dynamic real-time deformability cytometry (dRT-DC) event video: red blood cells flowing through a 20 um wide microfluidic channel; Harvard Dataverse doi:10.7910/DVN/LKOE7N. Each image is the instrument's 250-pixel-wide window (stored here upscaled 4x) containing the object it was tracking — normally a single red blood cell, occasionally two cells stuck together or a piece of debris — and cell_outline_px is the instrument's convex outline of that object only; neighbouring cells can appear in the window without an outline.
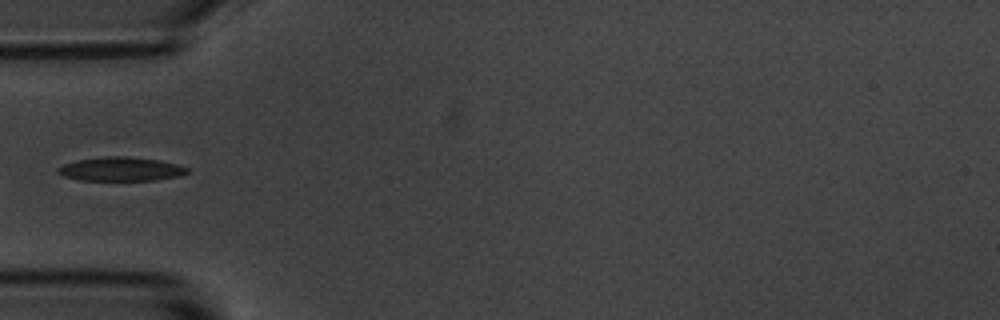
{"species": "common noctule bat (a hibernating species)", "species_latin": "Nyctalus noctula", "temperature_condition": "room temperature", "stored_images_in_passage": 31, "camera_frame_rate_fps": 3000, "um_per_image_px": 0.085, "animal": {"sex": "male", "body_mass_g": 20.1, "forearm_length_mm": 53.5}, "frame": {"image": 1, "passage_image": 1, "time_ms": 0.0, "image_size_px": [1000, 320], "cell_outline_px": [[188, 172], [180, 176], [156, 180], [80, 180], [64, 176], [56, 172], [56, 168], [64, 164], [76, 160], [108, 156], [128, 156], [160, 160], [176, 164], [188, 168]], "centroid_in_image_um": [10.26, 14.37], "position_along_channel_um": 74.7, "area_um2": 18.03}}
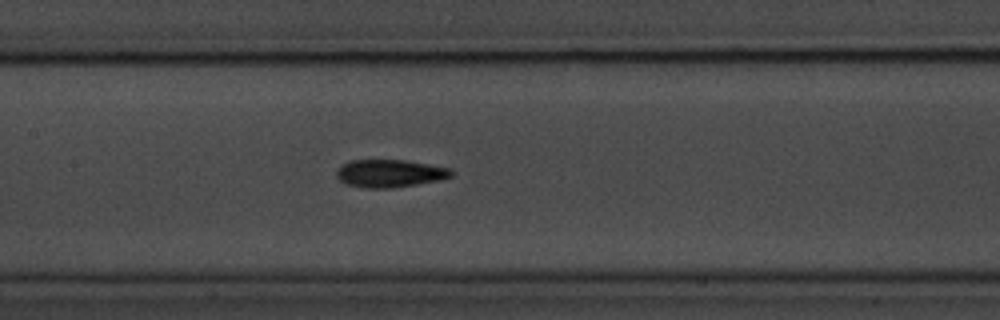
{"frame": {"image": 2, "passage_image": 9, "time_ms": 2.667, "image_size_px": [1000, 320], "cell_outline_px": [[456, 172], [452, 176], [440, 180], [392, 188], [364, 188], [344, 184], [336, 176], [336, 172], [340, 164], [348, 160], [404, 160], [428, 164], [448, 168]], "centroid_in_image_um": [33.09, 14.74], "position_along_channel_um": 174.3, "area_um2": 18.73}}
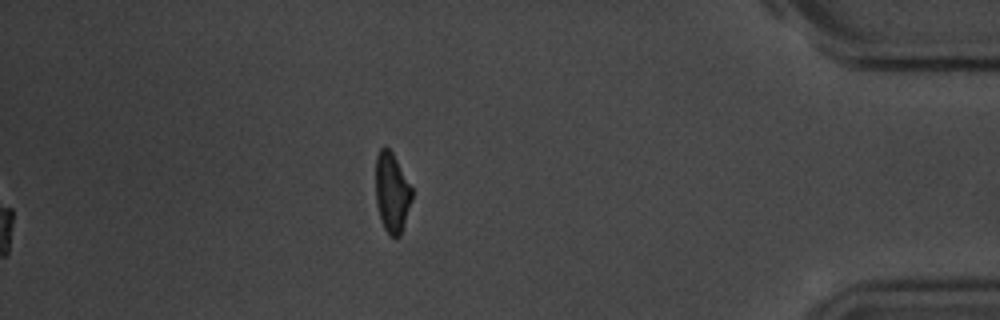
{"frame": {"image": 3, "passage_image": 31, "time_ms": 10.0, "image_size_px": [1000, 320], "cell_outline_px": [[412, 200], [400, 236], [392, 236], [384, 228], [376, 204], [376, 156], [380, 148], [384, 144], [392, 152], [412, 188]], "centroid_in_image_um": [33.31, 16.33], "position_along_channel_um": 401.9, "area_um2": 16.7}}